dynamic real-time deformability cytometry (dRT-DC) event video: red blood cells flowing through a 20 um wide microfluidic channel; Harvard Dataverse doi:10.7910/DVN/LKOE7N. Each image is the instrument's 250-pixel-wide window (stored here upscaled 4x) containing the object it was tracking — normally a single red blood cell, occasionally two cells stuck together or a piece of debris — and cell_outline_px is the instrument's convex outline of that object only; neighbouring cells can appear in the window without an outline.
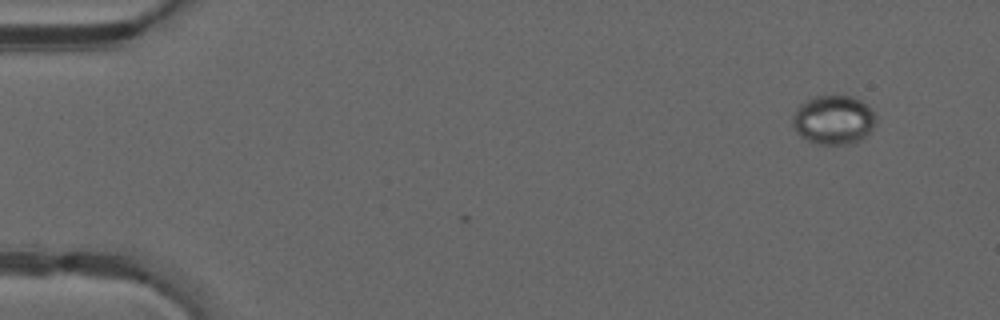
{"species": "common noctule bat (a hibernating species)", "species_latin": "Nyctalus noctula", "temperature_condition": "warm", "stored_images_in_passage": 5, "camera_frame_rate_fps": 3000, "um_per_image_px": 0.085, "animal": {"sex": "male", "forearm_length_mm": 52.5}, "frame": {"image": 1, "passage_image": 1, "time_ms": 0.0, "image_size_px": [1000, 320], "cell_outline_px": [[876, 120], [872, 128], [856, 144], [816, 144], [800, 136], [796, 132], [792, 124], [792, 116], [796, 108], [804, 100], [812, 96], [852, 96], [868, 104], [876, 116]], "centroid_in_image_um": [70.83, 10.18], "position_along_channel_um": 14.2, "area_um2": 24.1}}